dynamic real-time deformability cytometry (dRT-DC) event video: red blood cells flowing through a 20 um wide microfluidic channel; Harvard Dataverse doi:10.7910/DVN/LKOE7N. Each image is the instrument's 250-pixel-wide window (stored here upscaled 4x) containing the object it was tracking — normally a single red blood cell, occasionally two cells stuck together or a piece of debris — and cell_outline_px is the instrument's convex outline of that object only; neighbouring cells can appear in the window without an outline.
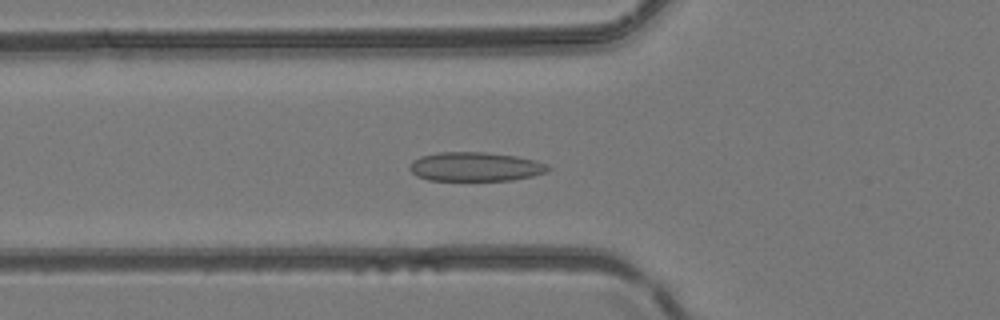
{"species": "common noctule bat (a hibernating species)", "species_latin": "Nyctalus noctula", "temperature_condition": "room temperature", "stored_images_in_passage": 40, "camera_frame_rate_fps": 3000, "um_per_image_px": 0.085, "animal": {"sex": "female", "body_mass_g": 24.6, "forearm_length_mm": 56.2}, "frame": {"image": 1, "passage_image": 14, "time_ms": 4.333, "image_size_px": [1000, 320], "cell_outline_px": [[552, 168], [548, 172], [532, 176], [512, 180], [428, 180], [416, 176], [408, 168], [412, 160], [420, 156], [436, 152], [484, 152], [516, 156], [536, 160], [548, 164]], "centroid_in_image_um": [40.41, 14.16], "position_along_channel_um": 85.4, "area_um2": 23.7}}
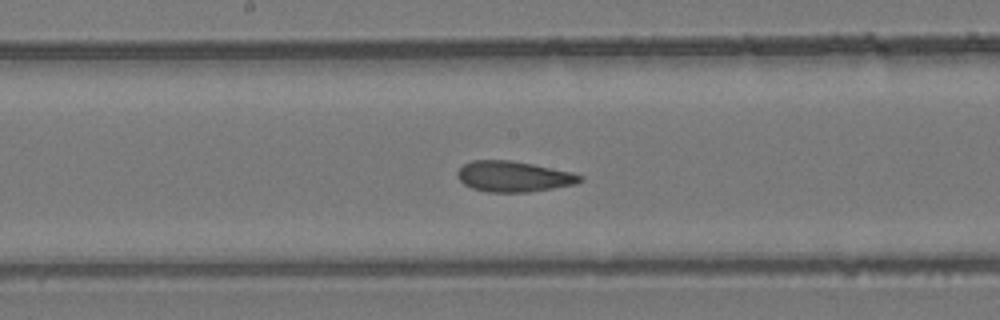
{"frame": {"image": 2, "passage_image": 22, "time_ms": 7.0, "image_size_px": [1000, 320], "cell_outline_px": [[584, 180], [576, 184], [528, 192], [488, 192], [472, 188], [464, 184], [460, 180], [456, 172], [464, 164], [472, 160], [512, 160], [572, 172], [584, 176]], "centroid_in_image_um": [43.67, 15.0], "position_along_channel_um": 204.5, "area_um2": 21.91}}
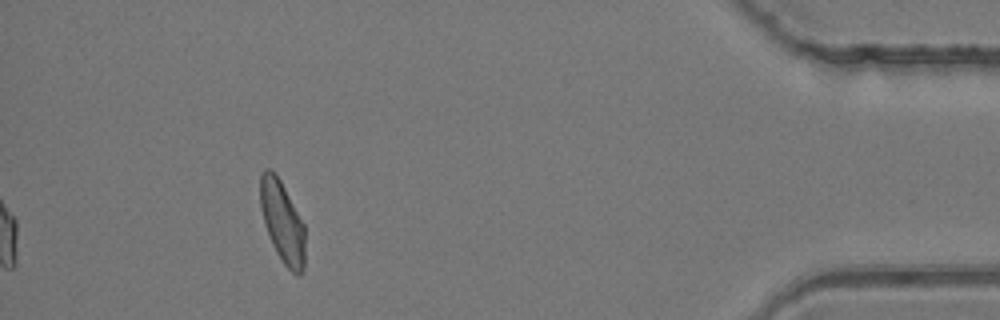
{"frame": {"image": 3, "passage_image": 40, "time_ms": 13.0, "image_size_px": [1000, 320], "cell_outline_px": [[304, 268], [300, 276], [296, 276], [284, 264], [276, 252], [272, 244], [264, 224], [260, 208], [260, 172], [264, 168], [272, 168], [276, 172], [304, 224]], "centroid_in_image_um": [23.98, 18.83], "position_along_channel_um": 411.2, "area_um2": 21.5}}